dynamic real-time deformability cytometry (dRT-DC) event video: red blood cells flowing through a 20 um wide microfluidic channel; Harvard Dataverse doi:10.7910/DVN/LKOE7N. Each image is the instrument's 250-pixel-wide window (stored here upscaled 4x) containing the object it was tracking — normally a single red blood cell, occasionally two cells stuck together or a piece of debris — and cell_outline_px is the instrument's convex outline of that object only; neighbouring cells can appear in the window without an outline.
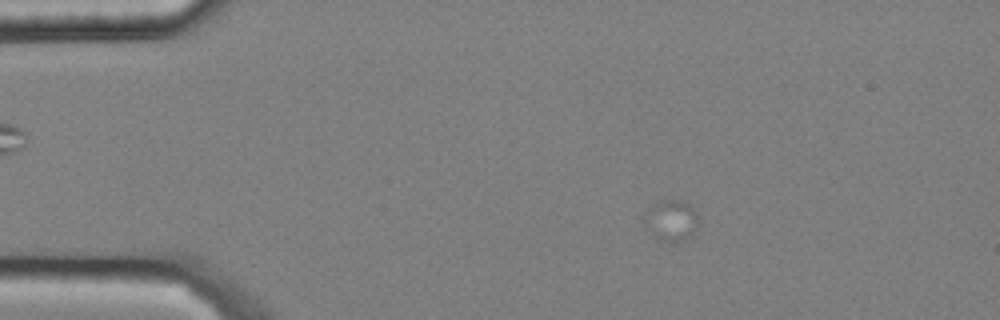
{"species": "common noctule bat (a hibernating species)", "species_latin": "Nyctalus noctula", "temperature_condition": "cold", "stored_images_in_passage": 17, "camera_frame_rate_fps": 3000, "um_per_image_px": 0.085, "animal": {"sex": "male", "body_mass_g": 20.4}, "frame": {"image": 1, "passage_image": 10, "time_ms": 3.0, "image_size_px": [1000, 320], "cell_outline_px": [[700, 224], [684, 240], [676, 244], [664, 240], [656, 236], [640, 216], [656, 200], [680, 200], [688, 204], [696, 212]], "centroid_in_image_um": [57.04, 18.7], "position_along_channel_um": 28.0, "area_um2": 12.95}}
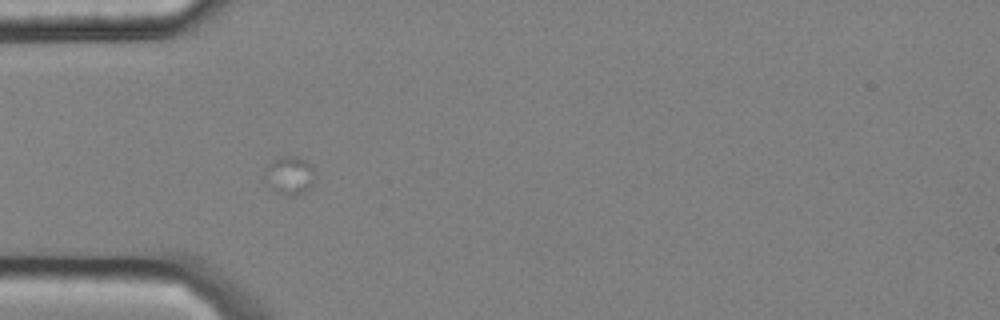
{"frame": {"image": 2, "passage_image": 17, "time_ms": 5.333, "image_size_px": [1000, 320], "cell_outline_px": [[312, 184], [308, 192], [292, 196], [288, 196], [272, 188], [264, 176], [264, 168], [272, 160], [284, 156], [296, 156], [312, 164]], "centroid_in_image_um": [24.6, 14.9], "position_along_channel_um": 60.4, "area_um2": 11.04}}